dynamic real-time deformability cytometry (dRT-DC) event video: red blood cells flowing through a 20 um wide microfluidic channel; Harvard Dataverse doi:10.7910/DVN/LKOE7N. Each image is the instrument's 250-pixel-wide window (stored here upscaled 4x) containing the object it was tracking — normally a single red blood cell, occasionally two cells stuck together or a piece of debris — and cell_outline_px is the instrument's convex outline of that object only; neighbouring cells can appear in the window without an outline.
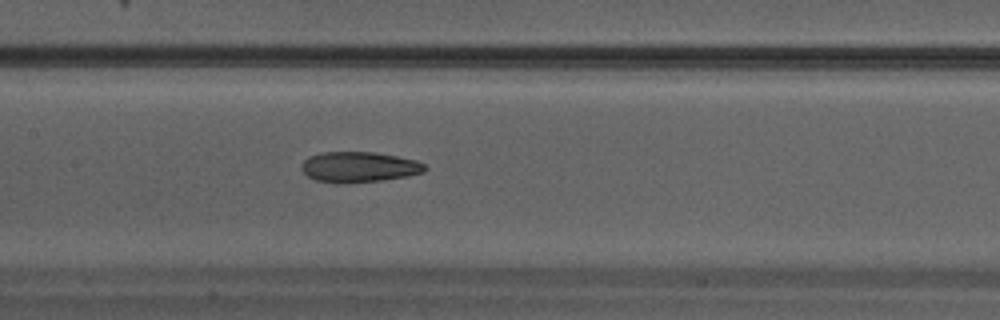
{"species": "Egyptian fruit bat (a non-hibernating species)", "species_latin": "Rousettus aegyptiacus", "temperature_condition": "warm", "stored_images_in_passage": 31, "camera_frame_rate_fps": 3000, "um_per_image_px": 0.085, "animal": {"sex": "male"}, "frame": {"image": 1, "passage_image": 14, "time_ms": 4.333, "image_size_px": [1000, 320], "cell_outline_px": [[428, 168], [424, 172], [408, 176], [380, 180], [344, 184], [336, 184], [316, 180], [308, 176], [300, 168], [300, 164], [308, 156], [320, 152], [376, 152], [416, 160], [424, 164]], "centroid_in_image_um": [30.48, 14.2], "position_along_channel_um": 176.9, "area_um2": 22.2}}